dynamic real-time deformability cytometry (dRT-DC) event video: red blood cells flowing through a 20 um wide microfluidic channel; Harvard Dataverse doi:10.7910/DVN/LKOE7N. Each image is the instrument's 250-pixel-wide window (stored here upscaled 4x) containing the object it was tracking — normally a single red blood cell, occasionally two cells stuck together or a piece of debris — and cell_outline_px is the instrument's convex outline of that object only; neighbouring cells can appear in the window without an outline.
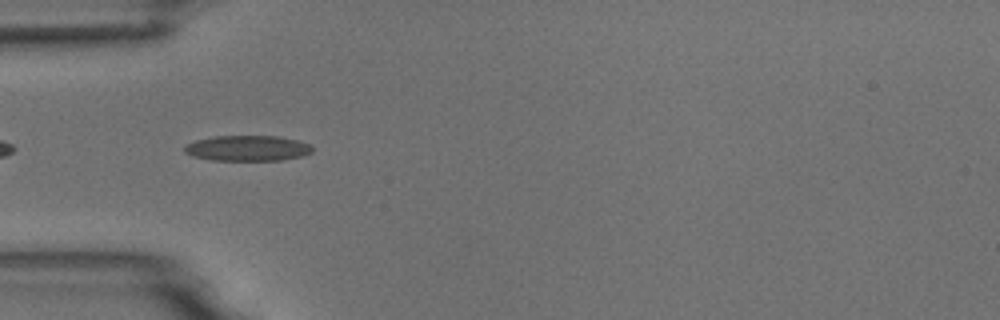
{"species": "common noctule bat (a hibernating species)", "species_latin": "Nyctalus noctula", "temperature_condition": "room temperature", "stored_images_in_passage": 7, "camera_frame_rate_fps": 3000, "um_per_image_px": 0.085, "animal": {"sex": "male", "body_mass_g": 18.8}, "frame": {"image": 1, "passage_image": 4, "time_ms": 3.333, "image_size_px": [1000, 320], "cell_outline_px": [[312, 152], [304, 156], [280, 160], [212, 160], [196, 156], [184, 152], [184, 144], [196, 140], [216, 136], [276, 136], [296, 140], [312, 144]], "centroid_in_image_um": [21.06, 12.59], "position_along_channel_um": 63.9, "area_um2": 18.96}}